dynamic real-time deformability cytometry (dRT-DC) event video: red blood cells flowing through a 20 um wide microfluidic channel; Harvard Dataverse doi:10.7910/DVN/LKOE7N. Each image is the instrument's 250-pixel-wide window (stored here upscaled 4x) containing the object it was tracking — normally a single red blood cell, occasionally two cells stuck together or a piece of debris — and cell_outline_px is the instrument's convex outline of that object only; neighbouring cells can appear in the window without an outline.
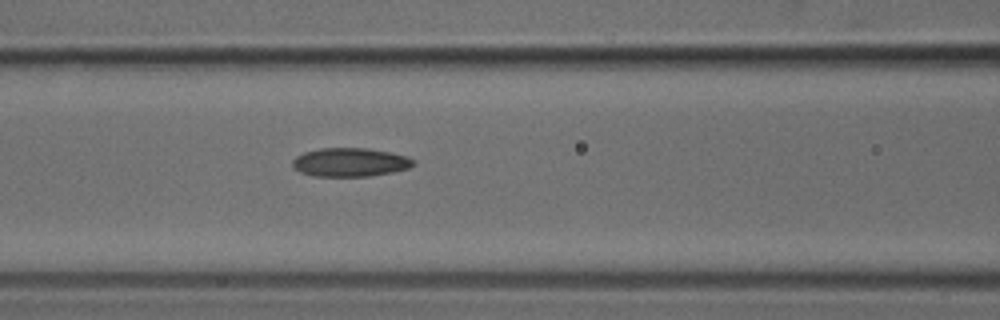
{"species": "common noctule bat (a hibernating species)", "species_latin": "Nyctalus noctula", "temperature_condition": "cold", "stored_images_in_passage": 7, "camera_frame_rate_fps": 3000, "um_per_image_px": 0.085, "animal": {"sex": "male", "body_mass_g": 18.8}, "frame": {"image": 1, "passage_image": 7, "time_ms": 2.0, "image_size_px": [1000, 320], "cell_outline_px": [[416, 164], [408, 168], [392, 172], [368, 176], [312, 176], [300, 172], [292, 168], [292, 160], [296, 156], [304, 152], [320, 148], [368, 148], [392, 152], [408, 156], [416, 160]], "centroid_in_image_um": [29.77, 13.78], "position_along_channel_um": 136.8, "area_um2": 20.46}}